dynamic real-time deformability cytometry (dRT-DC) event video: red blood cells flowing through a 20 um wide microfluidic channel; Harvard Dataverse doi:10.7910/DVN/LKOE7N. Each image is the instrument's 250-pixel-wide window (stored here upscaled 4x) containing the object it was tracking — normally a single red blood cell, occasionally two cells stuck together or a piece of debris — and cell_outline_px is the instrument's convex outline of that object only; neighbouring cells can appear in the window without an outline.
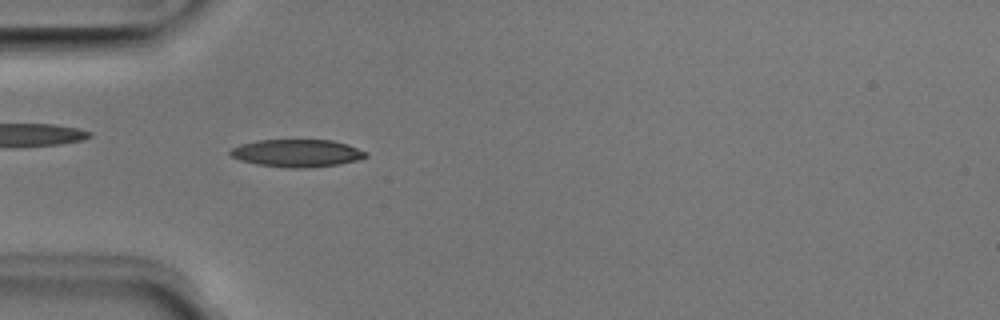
{"species": "Egyptian fruit bat (a non-hibernating species)", "species_latin": "Rousettus aegyptiacus", "temperature_condition": "room temperature", "stored_images_in_passage": 50, "camera_frame_rate_fps": 3000, "um_per_image_px": 0.085, "animal": {"sex": "male"}, "frame": {"image": 1, "passage_image": 15, "time_ms": 4.667, "image_size_px": [1000, 320], "cell_outline_px": [[368, 156], [356, 160], [340, 164], [304, 168], [292, 168], [256, 164], [240, 160], [232, 156], [228, 152], [232, 148], [240, 144], [256, 140], [332, 140], [348, 144], [368, 152]], "centroid_in_image_um": [25.25, 13.01], "position_along_channel_um": 59.7, "area_um2": 21.79}}
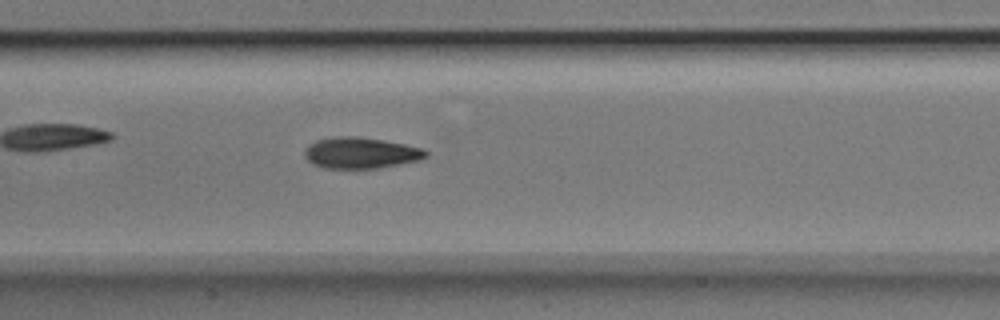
{"frame": {"image": 2, "passage_image": 24, "time_ms": 7.667, "image_size_px": [1000, 320], "cell_outline_px": [[428, 156], [420, 160], [376, 168], [324, 168], [312, 164], [304, 156], [304, 148], [308, 144], [316, 140], [332, 136], [356, 136], [384, 140], [424, 148], [428, 152]], "centroid_in_image_um": [30.63, 12.98], "position_along_channel_um": 176.8, "area_um2": 22.2}}
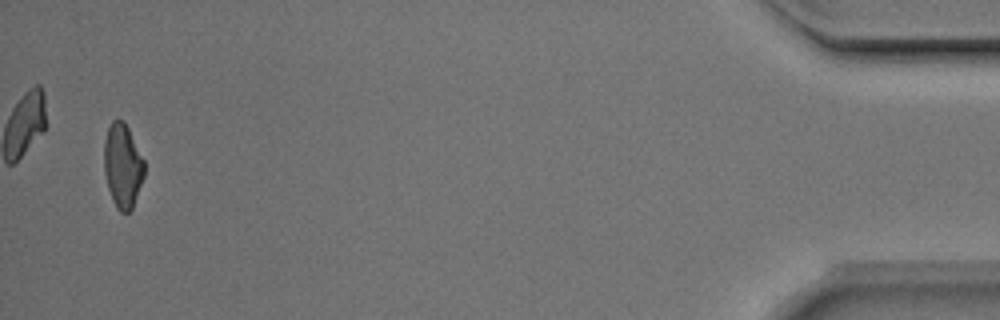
{"frame": {"image": 3, "passage_image": 49, "time_ms": 16.0, "image_size_px": [1000, 320], "cell_outline_px": [[144, 176], [132, 208], [128, 212], [120, 212], [116, 208], [112, 200], [108, 188], [104, 172], [104, 140], [108, 128], [112, 120], [124, 120], [144, 160]], "centroid_in_image_um": [10.41, 14.09], "position_along_channel_um": 424.8, "area_um2": 19.65}, "authors_computed_cell_mechanics": {"area_um2": 20.6924, "velocity_mm_per_s": 4.0022, "shape_relaxation_time_tau1_ms": 2.6636, "shape_relaxation_time_tau2_ms": 2.3606, "deformation_change_tau1": 0.1539, "deformation_change_tau2": 0.1016}}